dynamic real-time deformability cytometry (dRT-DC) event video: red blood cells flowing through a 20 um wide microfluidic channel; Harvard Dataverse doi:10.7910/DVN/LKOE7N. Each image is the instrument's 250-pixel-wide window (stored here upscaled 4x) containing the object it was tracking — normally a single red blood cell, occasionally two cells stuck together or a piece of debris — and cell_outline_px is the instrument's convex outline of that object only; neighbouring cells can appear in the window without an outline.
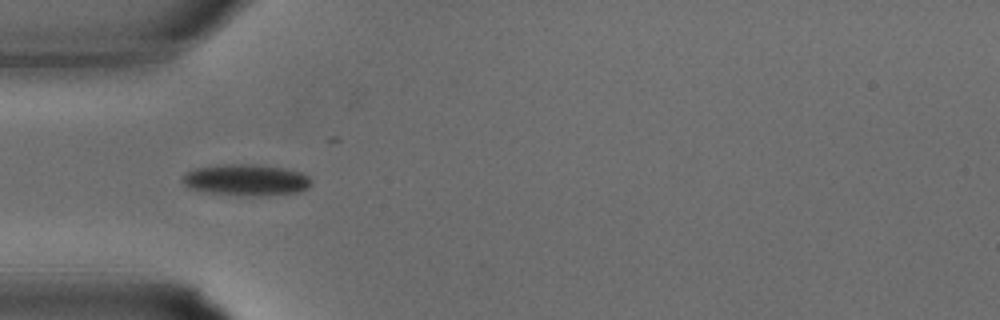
{"species": "common noctule bat (a hibernating species)", "species_latin": "Nyctalus noctula", "temperature_condition": "warm", "stored_images_in_passage": 33, "camera_frame_rate_fps": 3000, "um_per_image_px": 0.085, "animal": {"sex": "male", "body_mass_g": 15.6}, "frame": {"image": 1, "passage_image": 10, "time_ms": 3.0, "image_size_px": [1000, 320], "cell_outline_px": [[312, 184], [308, 188], [300, 192], [264, 196], [252, 196], [208, 192], [188, 188], [180, 180], [188, 172], [196, 168], [224, 164], [252, 164], [280, 168], [300, 172], [308, 176]], "centroid_in_image_um": [20.93, 15.31], "position_along_channel_um": 64.1, "area_um2": 23.41}}
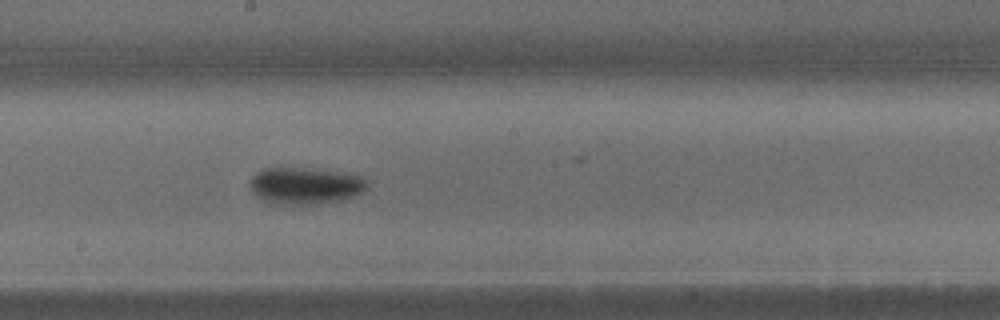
{"frame": {"image": 2, "passage_image": 18, "time_ms": 5.667, "image_size_px": [1000, 320], "cell_outline_px": [[368, 188], [352, 196], [340, 200], [316, 204], [272, 204], [256, 196], [252, 192], [252, 176], [256, 172], [264, 168], [300, 168], [344, 172], [360, 176], [368, 184]], "centroid_in_image_um": [25.93, 15.79], "position_along_channel_um": 222.3, "area_um2": 24.85}}
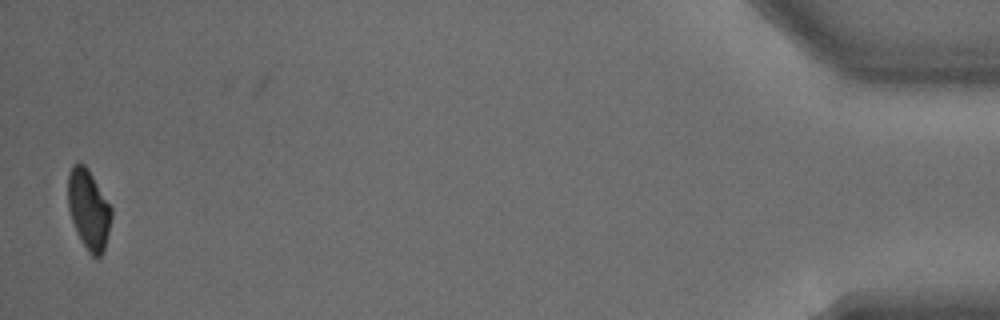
{"frame": {"image": 3, "passage_image": 33, "time_ms": 10.667, "image_size_px": [1000, 320], "cell_outline_px": [[112, 216], [104, 248], [100, 256], [96, 260], [88, 252], [72, 220], [68, 208], [68, 176], [72, 164], [80, 160], [88, 168], [112, 208]], "centroid_in_image_um": [7.53, 17.75], "position_along_channel_um": 427.7, "area_um2": 20.06}}